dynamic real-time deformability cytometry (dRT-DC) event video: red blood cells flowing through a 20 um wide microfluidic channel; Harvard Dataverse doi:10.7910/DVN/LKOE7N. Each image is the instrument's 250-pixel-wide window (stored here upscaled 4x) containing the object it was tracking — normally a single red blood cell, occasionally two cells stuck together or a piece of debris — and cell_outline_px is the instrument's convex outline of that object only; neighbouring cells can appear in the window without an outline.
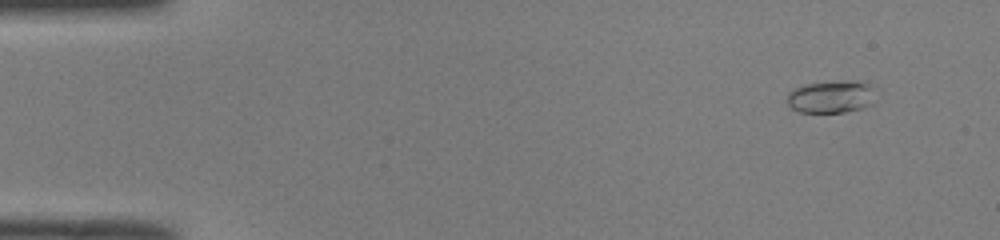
{"species": "common noctule bat (a hibernating species)", "species_latin": "Nyctalus noctula", "temperature_condition": "room temperature", "stored_images_in_passage": 11, "camera_frame_rate_fps": 3000, "um_per_image_px": 0.085, "animal": {"sex": "male", "body_mass_g": 19.0, "forearm_length_mm": 50.8}, "frame": {"image": 1, "passage_image": 2, "time_ms": 0.333, "image_size_px": [1000, 240], "cell_outline_px": [[872, 104], [860, 108], [844, 112], [800, 112], [792, 108], [788, 104], [788, 92], [804, 84], [856, 80], [864, 84], [868, 88]], "centroid_in_image_um": [70.53, 8.24], "position_along_channel_um": 14.5, "area_um2": 15.95}}